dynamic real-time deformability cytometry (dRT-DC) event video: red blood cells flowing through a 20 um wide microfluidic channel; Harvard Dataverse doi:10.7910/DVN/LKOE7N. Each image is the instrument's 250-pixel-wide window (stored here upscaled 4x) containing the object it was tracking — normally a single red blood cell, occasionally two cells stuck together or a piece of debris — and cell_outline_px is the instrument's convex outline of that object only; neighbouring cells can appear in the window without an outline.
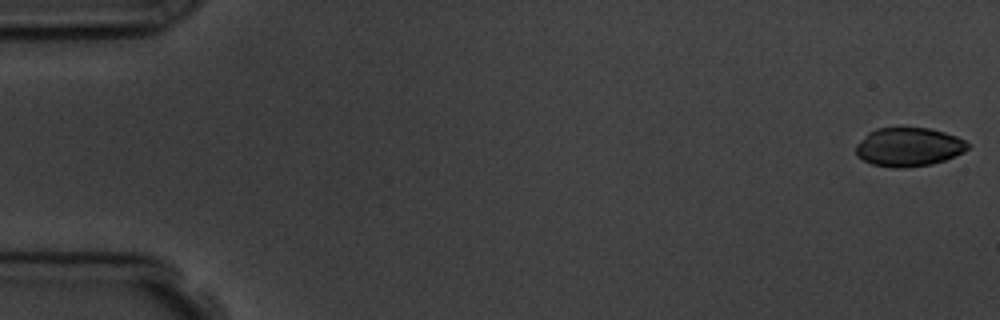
{"species": "common noctule bat (a hibernating species)", "species_latin": "Nyctalus noctula", "temperature_condition": "room temperature", "stored_images_in_passage": 4, "camera_frame_rate_fps": 3000, "um_per_image_px": 0.085, "animal": {"sex": "male", "body_mass_g": 19.5, "forearm_length_mm": 54.6}, "frame": {"image": 1, "passage_image": 1, "time_ms": 0.0, "image_size_px": [1000, 320], "cell_outline_px": [[968, 148], [964, 152], [956, 156], [932, 164], [904, 168], [892, 168], [872, 164], [856, 156], [856, 144], [868, 132], [876, 128], [928, 128], [944, 132], [956, 136], [964, 140], [968, 144]], "centroid_in_image_um": [77.22, 12.5], "position_along_channel_um": 7.8, "area_um2": 25.32}}